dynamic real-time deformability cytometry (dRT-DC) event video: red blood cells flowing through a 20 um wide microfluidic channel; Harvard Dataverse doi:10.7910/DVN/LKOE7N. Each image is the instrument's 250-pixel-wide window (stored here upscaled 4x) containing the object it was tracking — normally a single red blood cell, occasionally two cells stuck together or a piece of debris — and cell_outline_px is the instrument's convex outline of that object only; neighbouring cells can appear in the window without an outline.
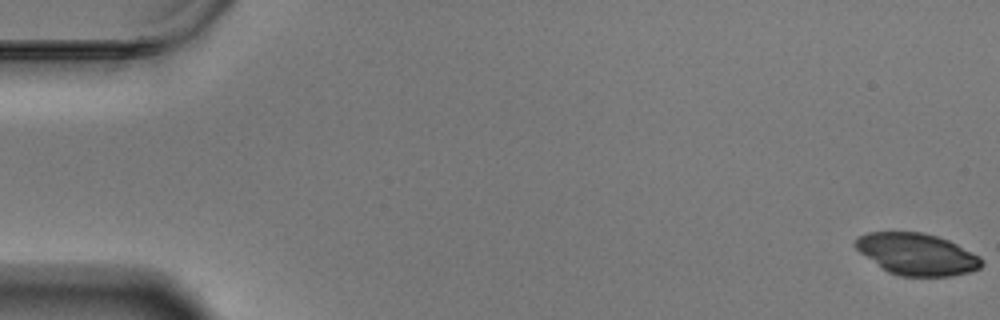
{"species": "Egyptian fruit bat (a non-hibernating species)", "species_latin": "Rousettus aegyptiacus", "temperature_condition": "warm", "stored_images_in_passage": 59, "camera_frame_rate_fps": 3000, "um_per_image_px": 0.085, "animal": {"sex": "male"}, "frame": {"image": 1, "passage_image": 1, "time_ms": 0.0, "image_size_px": [1000, 320], "cell_outline_px": [[984, 264], [980, 268], [968, 272], [952, 276], [900, 276], [888, 272], [860, 252], [852, 244], [856, 236], [868, 232], [924, 232], [948, 240], [980, 256], [984, 260]], "centroid_in_image_um": [77.93, 21.6], "position_along_channel_um": 7.1, "area_um2": 30.75}}